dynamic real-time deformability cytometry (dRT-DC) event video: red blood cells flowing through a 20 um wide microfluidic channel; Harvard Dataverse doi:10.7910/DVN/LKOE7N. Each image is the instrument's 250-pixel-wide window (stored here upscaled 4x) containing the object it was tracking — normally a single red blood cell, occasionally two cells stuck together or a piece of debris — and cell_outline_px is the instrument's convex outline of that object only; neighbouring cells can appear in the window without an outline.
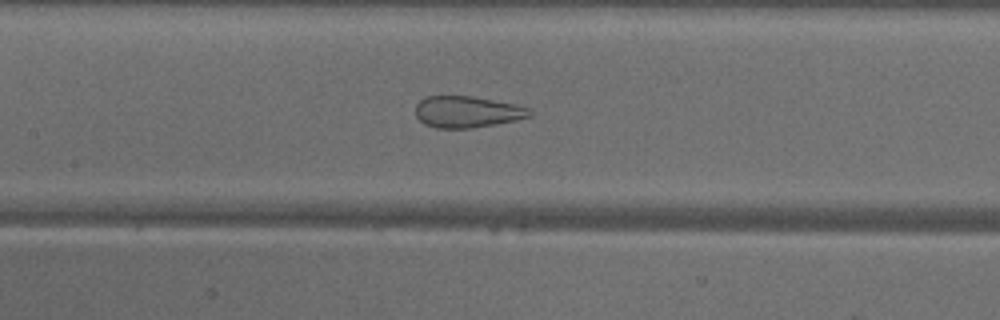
{"species": "common noctule bat (a hibernating species)", "species_latin": "Nyctalus noctula", "temperature_condition": "warm", "stored_images_in_passage": 39, "camera_frame_rate_fps": 3000, "um_per_image_px": 0.085, "animal": {"sex": "male", "body_mass_g": 18.8}, "frame": {"image": 1, "passage_image": 21, "time_ms": 6.667, "image_size_px": [1000, 320], "cell_outline_px": [[532, 116], [516, 120], [472, 128], [436, 128], [424, 124], [416, 116], [416, 104], [420, 100], [428, 96], [472, 96], [516, 104], [532, 108]], "centroid_in_image_um": [39.73, 9.5], "position_along_channel_um": 167.7, "area_um2": 21.04}}
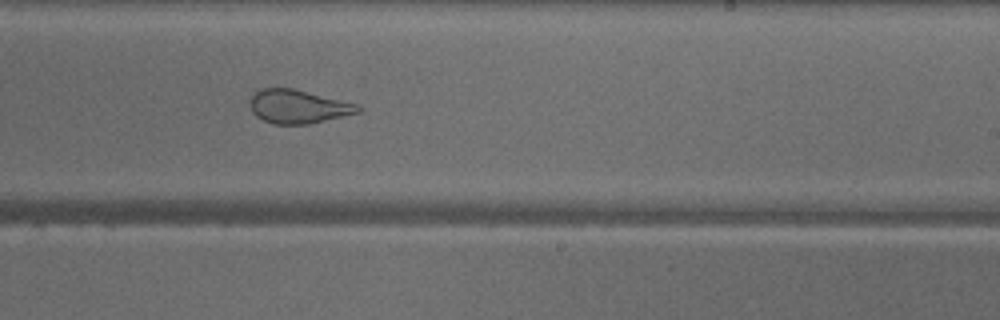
{"frame": {"image": 2, "passage_image": 28, "time_ms": 9.0, "image_size_px": [1000, 320], "cell_outline_px": [[364, 108], [360, 112], [308, 124], [276, 124], [264, 120], [256, 116], [252, 112], [252, 96], [260, 88], [292, 88], [360, 104]], "centroid_in_image_um": [25.4, 9.05], "position_along_channel_um": 263.6, "area_um2": 20.98}}
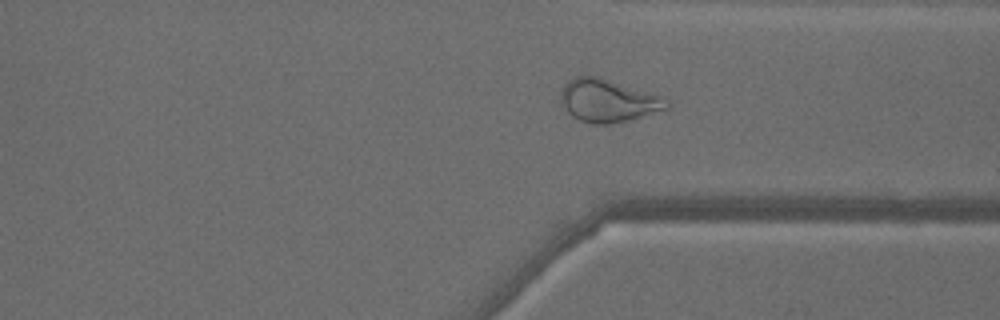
{"frame": {"image": 3, "passage_image": 35, "time_ms": 11.333, "image_size_px": [1000, 320], "cell_outline_px": [[672, 108], [628, 120], [608, 124], [592, 124], [580, 120], [572, 116], [564, 108], [560, 100], [560, 92], [564, 84], [568, 80], [576, 76], [600, 76], [664, 96], [672, 104]], "centroid_in_image_um": [51.72, 8.54], "position_along_channel_um": 359.7, "area_um2": 26.93}}